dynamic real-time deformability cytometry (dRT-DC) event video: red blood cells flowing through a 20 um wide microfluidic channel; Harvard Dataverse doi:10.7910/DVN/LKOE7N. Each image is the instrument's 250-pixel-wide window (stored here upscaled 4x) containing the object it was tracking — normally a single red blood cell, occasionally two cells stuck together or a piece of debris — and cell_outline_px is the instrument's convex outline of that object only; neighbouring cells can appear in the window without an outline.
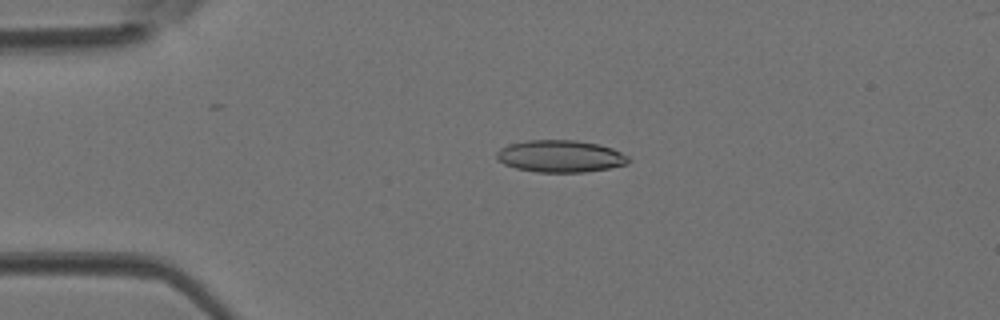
{"species": "Egyptian fruit bat (a non-hibernating species)", "species_latin": "Rousettus aegyptiacus", "temperature_condition": "room temperature", "stored_images_in_passage": 38, "camera_frame_rate_fps": 3000, "um_per_image_px": 0.085, "animal": {"sex": "female"}, "frame": {"image": 1, "passage_image": 4, "time_ms": 1.0, "image_size_px": [1000, 320], "cell_outline_px": [[632, 160], [628, 164], [608, 168], [584, 172], [536, 172], [516, 168], [504, 164], [496, 156], [496, 152], [500, 148], [508, 144], [524, 140], [576, 140], [600, 144], [612, 148], [628, 156]], "centroid_in_image_um": [47.64, 13.27], "position_along_channel_um": 37.4, "area_um2": 24.8}}
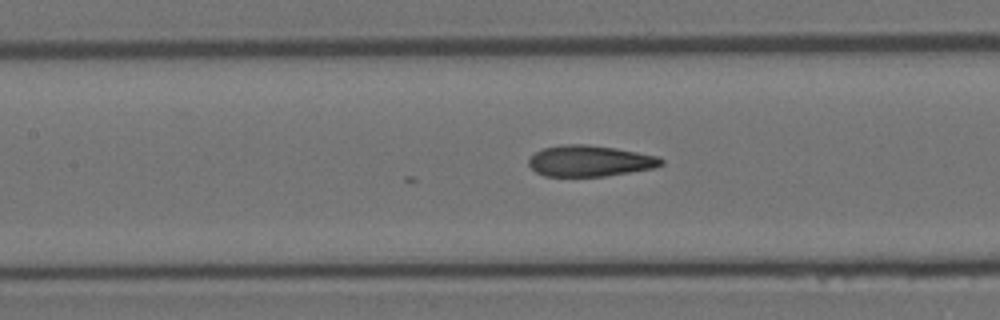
{"frame": {"image": 2, "passage_image": 14, "time_ms": 4.333, "image_size_px": [1000, 320], "cell_outline_px": [[664, 164], [656, 168], [604, 176], [544, 176], [536, 172], [528, 164], [528, 160], [536, 152], [544, 148], [564, 144], [584, 144], [616, 148], [660, 156], [664, 160]], "centroid_in_image_um": [50.18, 13.68], "position_along_channel_um": 157.2, "area_um2": 24.04}}
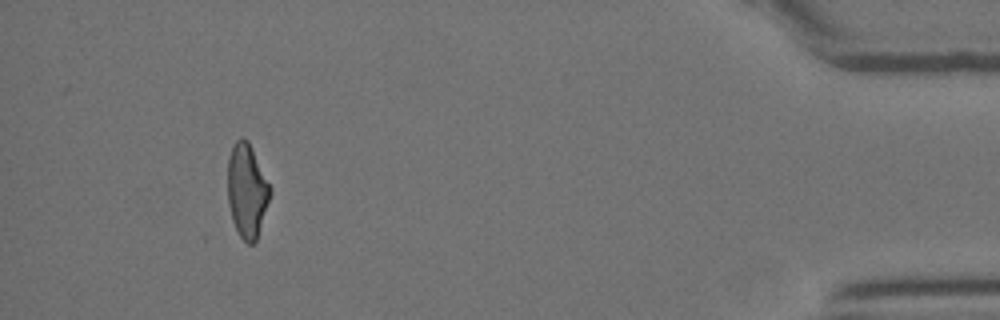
{"frame": {"image": 3, "passage_image": 35, "time_ms": 11.333, "image_size_px": [1000, 320], "cell_outline_px": [[272, 192], [256, 240], [252, 244], [248, 244], [240, 236], [232, 220], [228, 204], [228, 160], [232, 144], [236, 140], [248, 140], [272, 188]], "centroid_in_image_um": [21.0, 16.21], "position_along_channel_um": 414.2, "area_um2": 23.12}}